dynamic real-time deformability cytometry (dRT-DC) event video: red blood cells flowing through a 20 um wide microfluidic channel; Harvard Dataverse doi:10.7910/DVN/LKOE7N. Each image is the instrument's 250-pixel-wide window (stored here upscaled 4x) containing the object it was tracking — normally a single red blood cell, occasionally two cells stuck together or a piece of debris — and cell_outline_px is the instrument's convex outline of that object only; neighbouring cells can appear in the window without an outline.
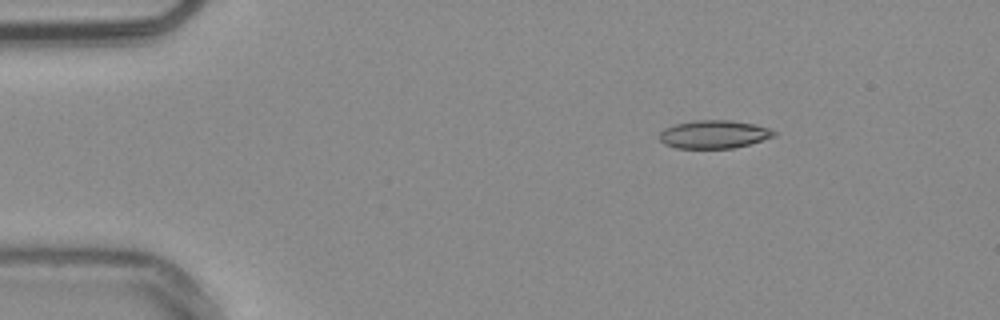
{"species": "common noctule bat (a hibernating species)", "species_latin": "Nyctalus noctula", "temperature_condition": "warm", "stored_images_in_passage": 40, "camera_frame_rate_fps": 3000, "um_per_image_px": 0.085, "animal": {"sex": "male", "body_mass_g": 20.4}, "frame": {"image": 1, "passage_image": 1, "time_ms": 0.0, "image_size_px": [1000, 320], "cell_outline_px": [[776, 136], [748, 144], [732, 148], [676, 148], [664, 144], [660, 140], [660, 132], [664, 128], [676, 124], [696, 120], [732, 120], [756, 124], [768, 128], [776, 132]], "centroid_in_image_um": [60.69, 11.41], "position_along_channel_um": 24.3, "area_um2": 18.73}}
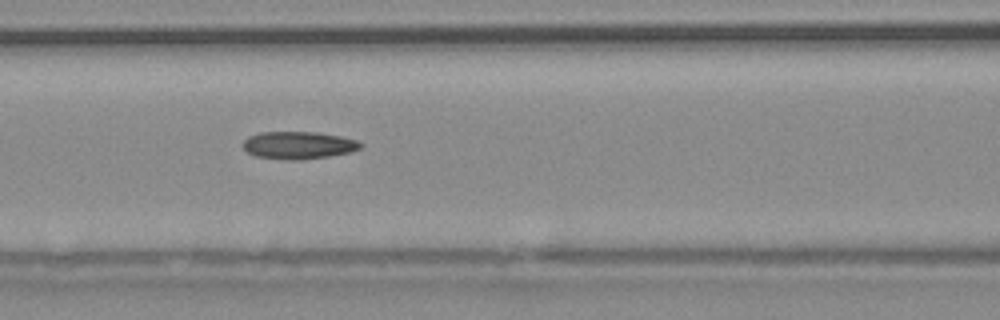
{"frame": {"image": 2, "passage_image": 16, "time_ms": 5.0, "image_size_px": [1000, 320], "cell_outline_px": [[364, 144], [360, 148], [352, 152], [328, 156], [300, 160], [284, 160], [256, 156], [248, 152], [240, 144], [248, 136], [260, 132], [316, 132], [340, 136], [356, 140]], "centroid_in_image_um": [25.35, 12.34], "position_along_channel_um": 141.2, "area_um2": 18.96}}
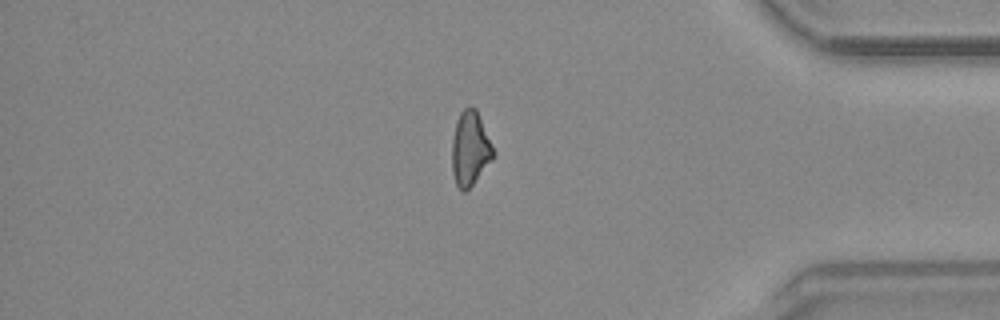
{"frame": {"image": 3, "passage_image": 38, "time_ms": 12.333, "image_size_px": [1000, 320], "cell_outline_px": [[492, 160], [472, 184], [464, 192], [456, 184], [452, 172], [452, 140], [456, 120], [460, 112], [468, 104], [472, 104], [476, 108], [492, 144]], "centroid_in_image_um": [39.93, 12.57], "position_along_channel_um": 395.3, "area_um2": 17.74}}